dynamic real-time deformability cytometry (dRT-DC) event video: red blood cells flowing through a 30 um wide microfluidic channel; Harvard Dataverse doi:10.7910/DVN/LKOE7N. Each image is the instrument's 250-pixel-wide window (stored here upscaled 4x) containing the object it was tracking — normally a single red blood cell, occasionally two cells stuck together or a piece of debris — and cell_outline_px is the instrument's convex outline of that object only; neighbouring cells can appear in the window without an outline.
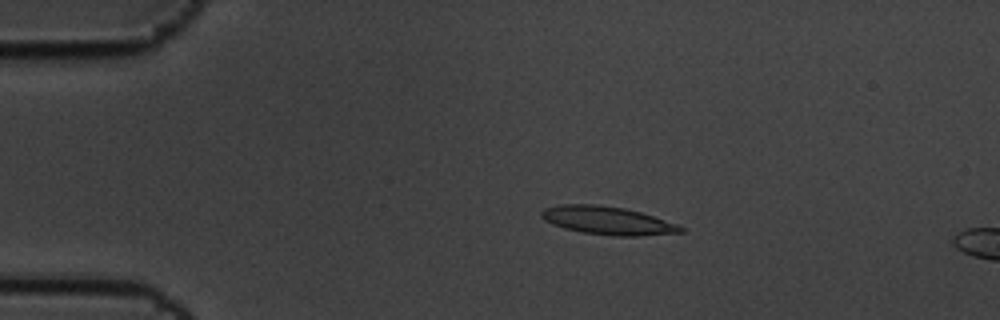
{"species": "common noctule bat (a hibernating species)", "species_latin": "Nyctalus noctula", "temperature_condition": "cold", "stored_images_in_passage": 6, "camera_frame_rate_fps": 3000, "um_per_image_px": 0.085, "animal": {"sex": "male", "body_mass_g": 19.5, "forearm_length_mm": 54.6}, "frame": {"image": 1, "passage_image": 4, "time_ms": 1.0, "image_size_px": [1000, 320], "cell_outline_px": [[684, 232], [640, 236], [612, 236], [580, 232], [564, 228], [552, 224], [544, 220], [540, 216], [540, 212], [544, 208], [560, 204], [596, 204], [624, 208], [640, 212], [676, 224], [684, 228]], "centroid_in_image_um": [51.59, 18.75], "position_along_channel_um": 33.4, "area_um2": 22.89}}